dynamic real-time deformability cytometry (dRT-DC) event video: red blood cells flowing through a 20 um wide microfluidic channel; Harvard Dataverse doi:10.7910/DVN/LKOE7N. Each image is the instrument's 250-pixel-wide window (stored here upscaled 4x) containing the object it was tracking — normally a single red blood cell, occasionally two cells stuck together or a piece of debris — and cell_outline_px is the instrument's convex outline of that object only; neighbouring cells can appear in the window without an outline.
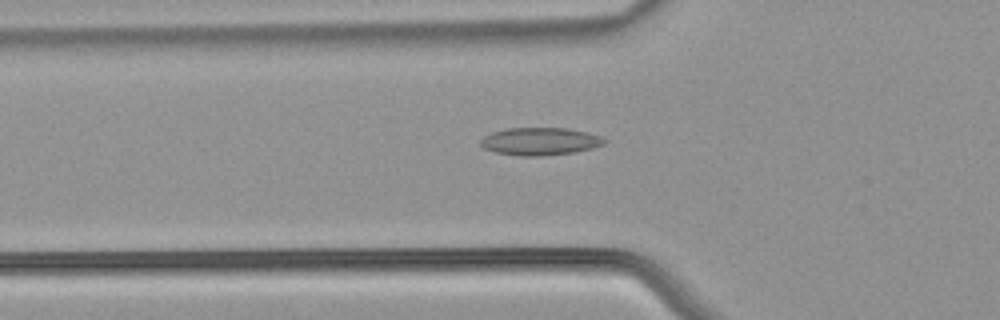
{"species": "common noctule bat (a hibernating species)", "species_latin": "Nyctalus noctula", "temperature_condition": "warm", "stored_images_in_passage": 37, "camera_frame_rate_fps": 3000, "um_per_image_px": 0.085, "animal": {"sex": "male", "body_mass_g": 21.5, "forearm_length_mm": 52.0}, "frame": {"image": 1, "passage_image": 18, "time_ms": 5.667, "image_size_px": [1000, 320], "cell_outline_px": [[608, 140], [604, 144], [592, 148], [576, 152], [544, 156], [520, 156], [496, 152], [484, 148], [480, 144], [480, 140], [484, 136], [492, 132], [508, 128], [568, 128], [588, 132], [600, 136]], "centroid_in_image_um": [45.93, 12.02], "position_along_channel_um": 79.9, "area_um2": 20.06}}
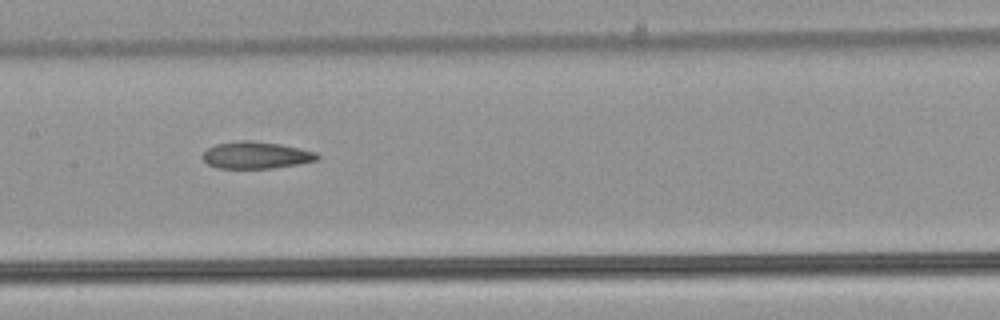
{"frame": {"image": 2, "passage_image": 26, "time_ms": 8.333, "image_size_px": [1000, 320], "cell_outline_px": [[320, 156], [316, 160], [300, 164], [272, 168], [216, 168], [208, 164], [204, 160], [204, 152], [208, 148], [216, 144], [240, 140], [248, 140], [280, 144], [300, 148], [316, 152]], "centroid_in_image_um": [21.78, 13.19], "position_along_channel_um": 185.6, "area_um2": 17.92}}
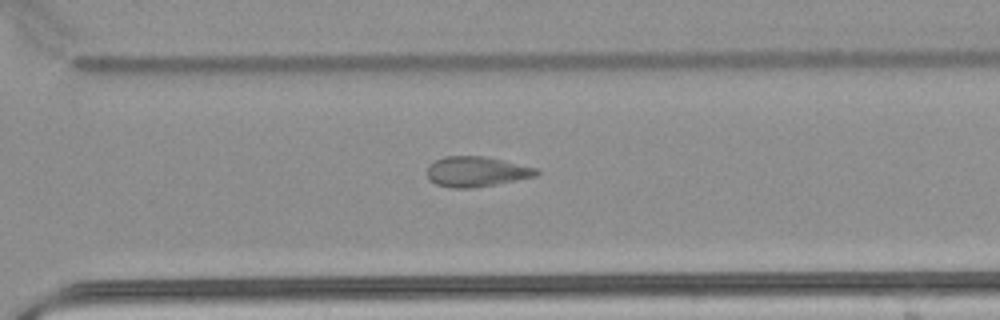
{"frame": {"image": 3, "passage_image": 37, "time_ms": 12.0, "image_size_px": [1000, 320], "cell_outline_px": [[540, 172], [536, 176], [496, 184], [472, 188], [452, 188], [436, 184], [428, 176], [428, 164], [444, 156], [488, 156], [540, 168]], "centroid_in_image_um": [40.55, 14.57], "position_along_channel_um": 330.0, "area_um2": 19.42}}